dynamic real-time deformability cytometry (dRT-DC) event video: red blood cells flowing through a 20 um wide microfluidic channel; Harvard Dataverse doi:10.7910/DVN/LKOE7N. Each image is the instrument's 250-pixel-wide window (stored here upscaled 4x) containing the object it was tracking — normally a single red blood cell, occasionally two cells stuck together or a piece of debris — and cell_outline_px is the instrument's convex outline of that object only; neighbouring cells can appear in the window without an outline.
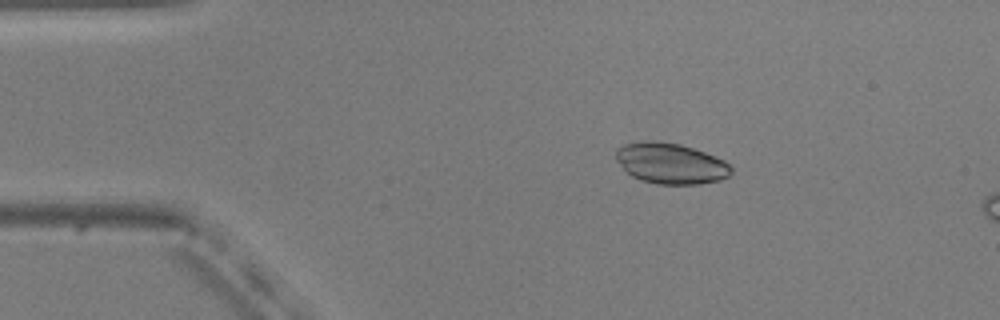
{"species": "common noctule bat (a hibernating species)", "species_latin": "Nyctalus noctula", "temperature_condition": "warm", "stored_images_in_passage": 16, "camera_frame_rate_fps": 3000, "um_per_image_px": 0.085, "animal": {"sex": "male", "body_mass_g": 20.5, "forearm_length_mm": 52.5}, "frame": {"image": 1, "passage_image": 10, "time_ms": 3.0, "image_size_px": [1000, 320], "cell_outline_px": [[732, 172], [728, 176], [720, 180], [700, 184], [656, 184], [640, 180], [632, 176], [616, 160], [616, 148], [624, 144], [644, 140], [652, 140], [680, 144], [716, 156], [724, 160], [732, 168]], "centroid_in_image_um": [57.0, 13.89], "position_along_channel_um": 28.0, "area_um2": 27.46}}